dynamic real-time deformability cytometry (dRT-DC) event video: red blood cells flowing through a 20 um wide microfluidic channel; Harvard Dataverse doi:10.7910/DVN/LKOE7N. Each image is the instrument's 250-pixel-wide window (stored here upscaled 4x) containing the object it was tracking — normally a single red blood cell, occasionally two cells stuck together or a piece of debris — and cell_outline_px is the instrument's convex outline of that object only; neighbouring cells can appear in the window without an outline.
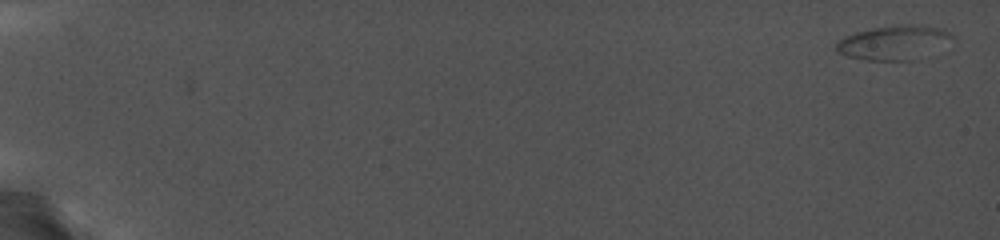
{"species": "common noctule bat (a hibernating species)", "species_latin": "Nyctalus noctula", "temperature_condition": "cold", "stored_images_in_passage": 69, "camera_frame_rate_fps": 5000, "um_per_image_px": 0.085, "animal": {"sex": "female", "body_mass_g": 19.0, "forearm_length_mm": 56.7}, "frame": {"image": 1, "passage_image": 1, "time_ms": 0.0, "image_size_px": [1000, 240], "cell_outline_px": [[952, 36], [920, 60], [864, 60], [848, 56], [836, 52], [836, 44], [840, 40], [856, 32], [872, 28], [904, 24], [920, 24], [944, 28]], "centroid_in_image_um": [75.94, 3.61], "position_along_channel_um": 9.1, "area_um2": 22.77}}
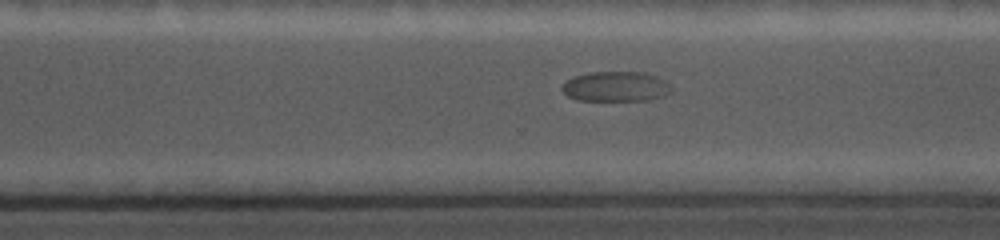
{"frame": {"image": 2, "passage_image": 51, "time_ms": 15.0, "image_size_px": [1000, 240], "cell_outline_px": [[672, 92], [644, 100], [576, 100], [568, 96], [560, 88], [564, 80], [572, 76], [592, 72], [644, 72], [656, 76], [664, 80], [672, 88]], "centroid_in_image_um": [52.27, 7.34], "position_along_channel_um": 318.3, "area_um2": 19.07}}
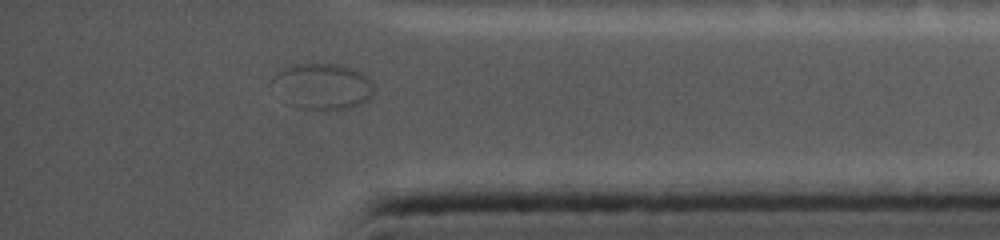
{"frame": {"image": 3, "passage_image": 63, "time_ms": 17.6, "image_size_px": [1000, 240], "cell_outline_px": [[376, 88], [372, 96], [368, 100], [360, 104], [348, 108], [304, 108], [272, 80], [276, 72], [292, 64], [340, 64], [352, 68], [368, 76]], "centroid_in_image_um": [27.63, 7.26], "position_along_channel_um": 407.6, "area_um2": 25.61}}